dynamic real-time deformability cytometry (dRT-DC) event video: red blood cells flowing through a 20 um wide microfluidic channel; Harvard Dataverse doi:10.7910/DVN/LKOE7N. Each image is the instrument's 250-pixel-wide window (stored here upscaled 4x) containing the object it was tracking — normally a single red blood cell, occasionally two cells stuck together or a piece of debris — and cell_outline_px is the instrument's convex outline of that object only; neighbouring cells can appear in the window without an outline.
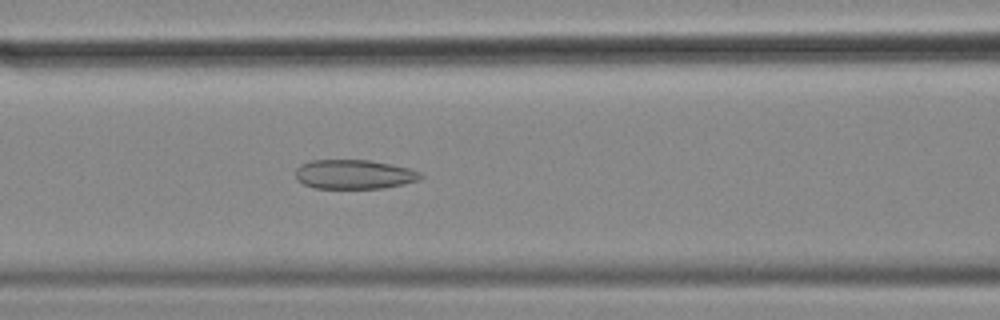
{"species": "common noctule bat (a hibernating species)", "species_latin": "Nyctalus noctula", "temperature_condition": "cold", "stored_images_in_passage": 45, "camera_frame_rate_fps": 3000, "um_per_image_px": 0.085, "animal": {"sex": "female", "body_mass_g": 18.4}, "frame": {"image": 1, "passage_image": 16, "time_ms": 5.0, "image_size_px": [1000, 320], "cell_outline_px": [[424, 176], [416, 180], [404, 184], [384, 188], [312, 188], [296, 180], [296, 168], [300, 164], [312, 160], [368, 160], [408, 168], [420, 172]], "centroid_in_image_um": [30.05, 14.82], "position_along_channel_um": 136.5, "area_um2": 21.27}}
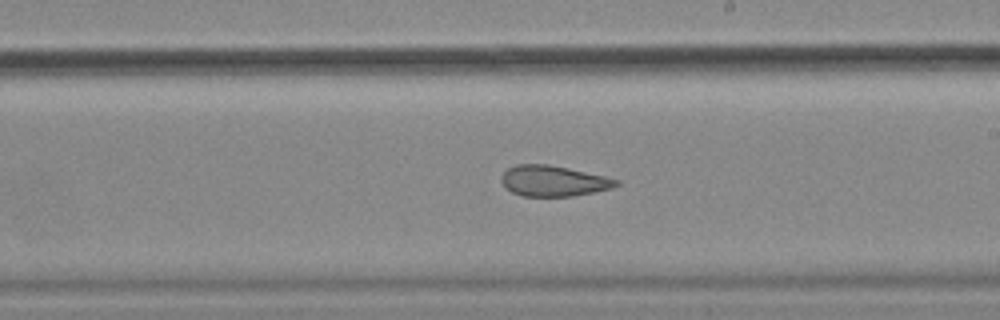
{"frame": {"image": 2, "passage_image": 25, "time_ms": 8.0, "image_size_px": [1000, 320], "cell_outline_px": [[620, 184], [612, 188], [572, 196], [520, 196], [512, 192], [500, 180], [500, 176], [508, 168], [516, 164], [548, 164], [568, 168], [604, 176], [620, 180]], "centroid_in_image_um": [47.03, 15.37], "position_along_channel_um": 242.0, "area_um2": 20.46}}
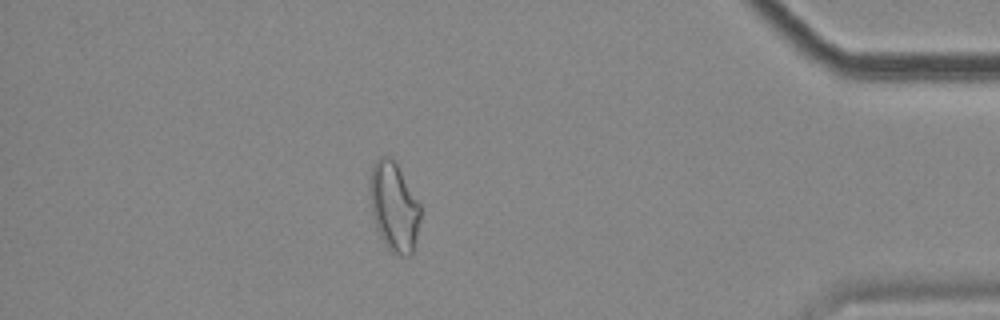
{"frame": {"image": 3, "passage_image": 42, "time_ms": 13.667, "image_size_px": [1000, 320], "cell_outline_px": [[420, 220], [412, 252], [408, 256], [400, 256], [392, 252], [384, 244], [376, 228], [372, 212], [368, 184], [372, 168], [376, 160], [380, 156], [388, 156], [396, 164], [420, 204]], "centroid_in_image_um": [33.46, 17.59], "position_along_channel_um": 401.7, "area_um2": 25.95}, "authors_computed_cell_mechanics": {"area_um2": 23.1778, "velocity_mm_per_s": 3.5371, "shape_relaxation_time_tau1_ms": null, "shape_relaxation_time_tau2_ms": 3.3044, "deformation_change_tau1": null, "deformation_change_tau2": 0.1091}}